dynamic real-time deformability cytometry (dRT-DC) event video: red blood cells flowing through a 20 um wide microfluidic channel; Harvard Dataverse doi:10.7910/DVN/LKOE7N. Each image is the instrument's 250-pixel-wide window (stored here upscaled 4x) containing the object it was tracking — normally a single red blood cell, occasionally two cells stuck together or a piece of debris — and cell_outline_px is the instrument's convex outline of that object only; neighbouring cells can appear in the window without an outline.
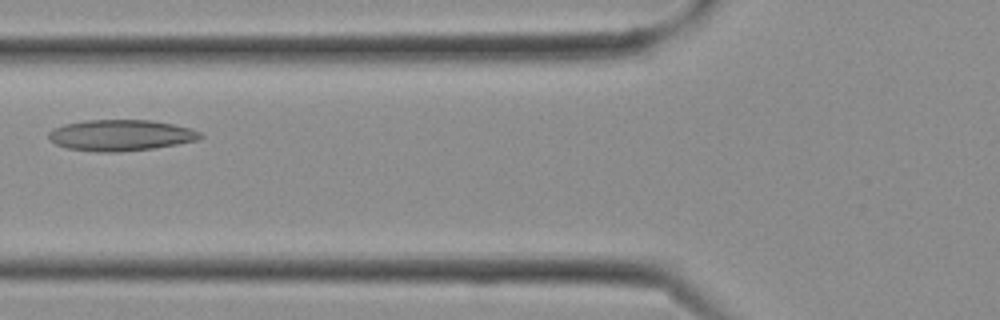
{"species": "Egyptian fruit bat (a non-hibernating species)", "species_latin": "Rousettus aegyptiacus", "temperature_condition": "cold", "stored_images_in_passage": 9, "camera_frame_rate_fps": 3000, "um_per_image_px": 0.085, "frame": {"image": 1, "passage_image": 8, "time_ms": 2.333, "image_size_px": [1000, 320], "cell_outline_px": [[204, 136], [196, 140], [176, 144], [152, 148], [116, 152], [96, 152], [68, 148], [56, 144], [48, 140], [48, 132], [64, 124], [88, 120], [152, 120], [172, 124], [188, 128], [200, 132]], "centroid_in_image_um": [10.23, 11.49], "position_along_channel_um": 115.6, "area_um2": 27.22}}